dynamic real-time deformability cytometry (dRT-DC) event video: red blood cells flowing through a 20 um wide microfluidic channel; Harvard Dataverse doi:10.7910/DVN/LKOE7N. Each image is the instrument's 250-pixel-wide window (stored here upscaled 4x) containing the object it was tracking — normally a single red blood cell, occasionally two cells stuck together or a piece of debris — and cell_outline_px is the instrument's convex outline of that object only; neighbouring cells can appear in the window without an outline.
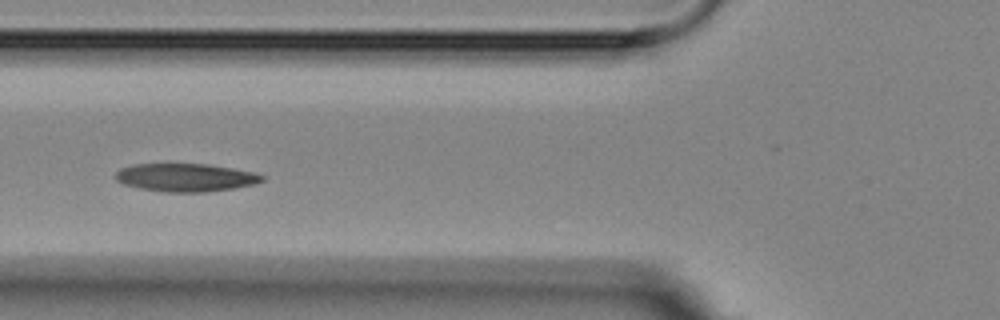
{"species": "Egyptian fruit bat (a non-hibernating species)", "species_latin": "Rousettus aegyptiacus", "temperature_condition": "room temperature", "stored_images_in_passage": 7, "camera_frame_rate_fps": 3000, "um_per_image_px": 0.085, "animal": {"sex": "female"}, "frame": {"image": 1, "passage_image": 6, "time_ms": 5.667, "image_size_px": [1000, 320], "cell_outline_px": [[264, 180], [256, 184], [232, 188], [204, 192], [168, 192], [140, 188], [124, 184], [116, 180], [116, 172], [120, 168], [132, 164], [208, 164], [256, 172], [264, 176]], "centroid_in_image_um": [15.8, 15.08], "position_along_channel_um": 110.0, "area_um2": 23.93}}
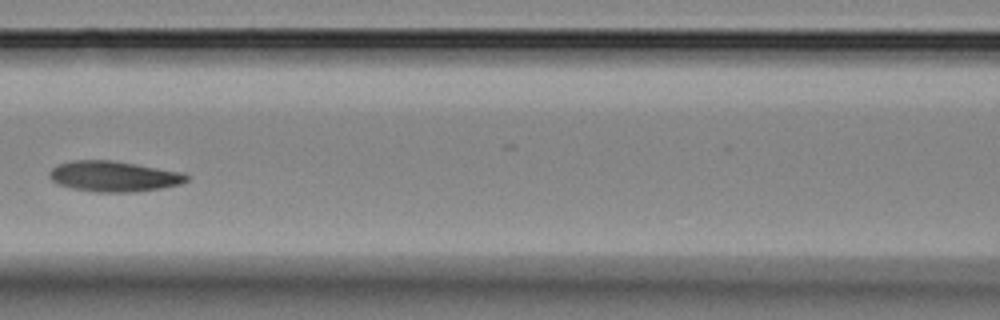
{"frame": {"image": 2, "passage_image": 7, "time_ms": 7.0, "image_size_px": [1000, 320], "cell_outline_px": [[192, 176], [188, 180], [180, 184], [160, 188], [136, 192], [96, 192], [72, 188], [56, 184], [48, 176], [48, 172], [56, 164], [68, 160], [112, 160], [184, 172]], "centroid_in_image_um": [9.66, 14.98], "position_along_channel_um": 156.9, "area_um2": 24.8}}